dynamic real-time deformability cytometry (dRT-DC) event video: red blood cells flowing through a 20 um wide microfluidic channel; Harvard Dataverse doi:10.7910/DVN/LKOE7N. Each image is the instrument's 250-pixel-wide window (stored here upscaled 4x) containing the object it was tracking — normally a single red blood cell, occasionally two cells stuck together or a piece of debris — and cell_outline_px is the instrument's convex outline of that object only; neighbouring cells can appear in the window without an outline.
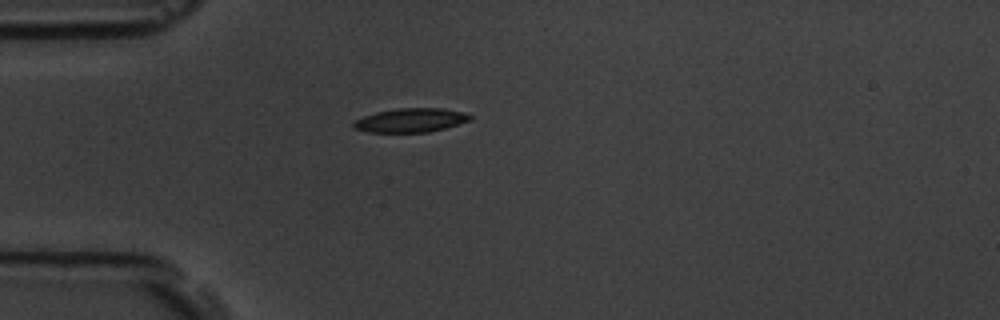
{"species": "common noctule bat (a hibernating species)", "species_latin": "Nyctalus noctula", "temperature_condition": "room temperature", "stored_images_in_passage": 41, "camera_frame_rate_fps": 3000, "um_per_image_px": 0.085, "animal": {"sex": "male", "body_mass_g": 19.5, "forearm_length_mm": 54.6}, "frame": {"image": 1, "passage_image": 1, "time_ms": 0.0, "image_size_px": [1000, 320], "cell_outline_px": [[472, 120], [444, 128], [428, 132], [368, 132], [356, 128], [352, 124], [356, 120], [364, 116], [376, 112], [396, 108], [444, 108], [464, 112], [472, 116]], "centroid_in_image_um": [34.95, 10.21], "position_along_channel_um": 50.1, "area_um2": 16.18}}
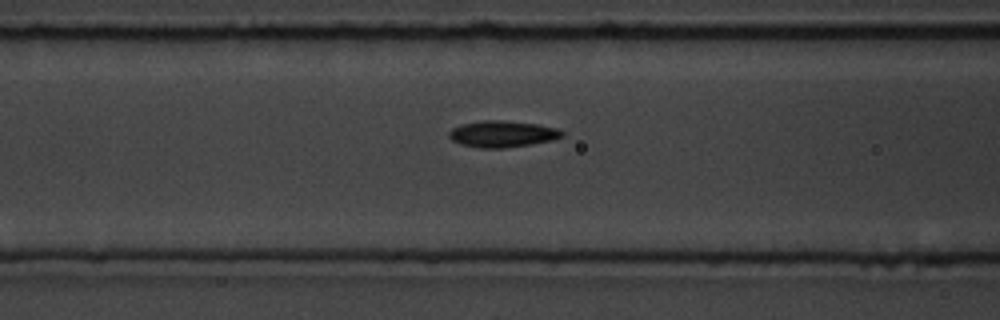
{"frame": {"image": 2, "passage_image": 8, "time_ms": 2.333, "image_size_px": [1000, 320], "cell_outline_px": [[564, 136], [552, 140], [532, 144], [504, 148], [480, 148], [460, 144], [452, 140], [448, 136], [448, 132], [452, 128], [460, 124], [484, 120], [500, 120], [536, 124], [556, 128], [564, 132]], "centroid_in_image_um": [42.68, 11.39], "position_along_channel_um": 123.9, "area_um2": 17.46}}
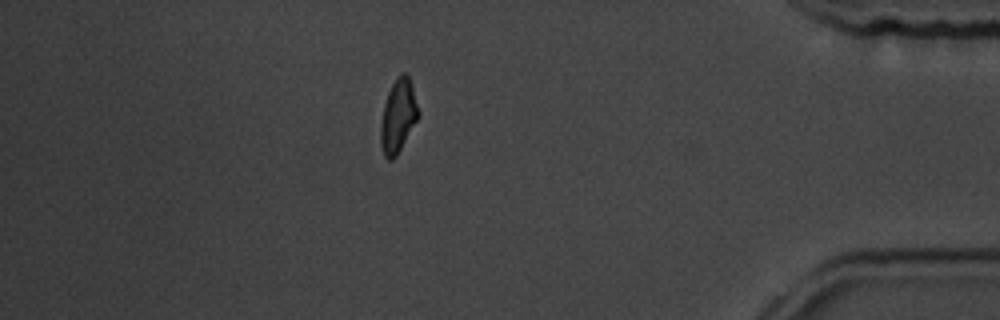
{"frame": {"image": 3, "passage_image": 34, "time_ms": 11.0, "image_size_px": [1000, 320], "cell_outline_px": [[420, 116], [396, 156], [392, 160], [388, 160], [384, 156], [380, 144], [380, 124], [384, 104], [388, 92], [396, 76], [400, 72], [404, 72], [408, 76], [420, 112]], "centroid_in_image_um": [33.83, 9.87], "position_along_channel_um": 401.4, "area_um2": 16.18}, "authors_computed_cell_mechanics": {"area_um2": 16.3574, "velocity_mm_per_s": 3.6698, "shape_relaxation_time_tau1_ms": 1.8, "shape_relaxation_time_tau2_ms": 2.7868, "deformation_change_tau1": 0.1499, "deformation_change_tau2": 0.0965}}